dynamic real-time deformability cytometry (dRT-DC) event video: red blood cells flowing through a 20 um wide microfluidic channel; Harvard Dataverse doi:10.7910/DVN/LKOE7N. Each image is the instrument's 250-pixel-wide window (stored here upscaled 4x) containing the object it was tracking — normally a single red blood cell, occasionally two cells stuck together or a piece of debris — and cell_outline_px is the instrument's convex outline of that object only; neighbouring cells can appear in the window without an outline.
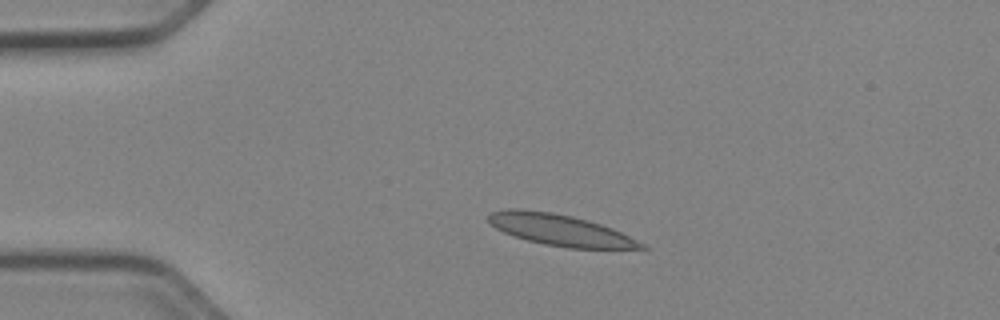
{"species": "Egyptian fruit bat (a non-hibernating species)", "species_latin": "Rousettus aegyptiacus", "temperature_condition": "cold", "stored_images_in_passage": 41, "camera_frame_rate_fps": 3000, "um_per_image_px": 0.085, "animal": {"sex": "female"}, "frame": {"image": 1, "passage_image": 1, "time_ms": 0.0, "image_size_px": [1000, 320], "cell_outline_px": [[648, 248], [568, 248], [544, 244], [528, 240], [504, 232], [496, 228], [488, 220], [488, 216], [492, 212], [508, 208], [520, 208], [552, 212], [572, 216], [588, 220], [612, 228], [644, 244]], "centroid_in_image_um": [47.58, 19.53], "position_along_channel_um": 37.4, "area_um2": 27.46}}
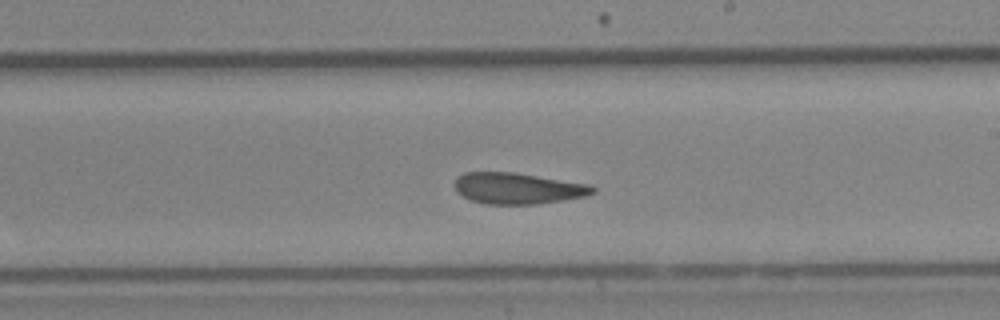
{"frame": {"image": 2, "passage_image": 20, "time_ms": 6.333, "image_size_px": [1000, 320], "cell_outline_px": [[596, 192], [584, 196], [536, 204], [484, 204], [472, 200], [456, 192], [456, 176], [464, 172], [512, 172], [588, 184], [596, 188]], "centroid_in_image_um": [43.98, 16.0], "position_along_channel_um": 245.0, "area_um2": 24.8}}
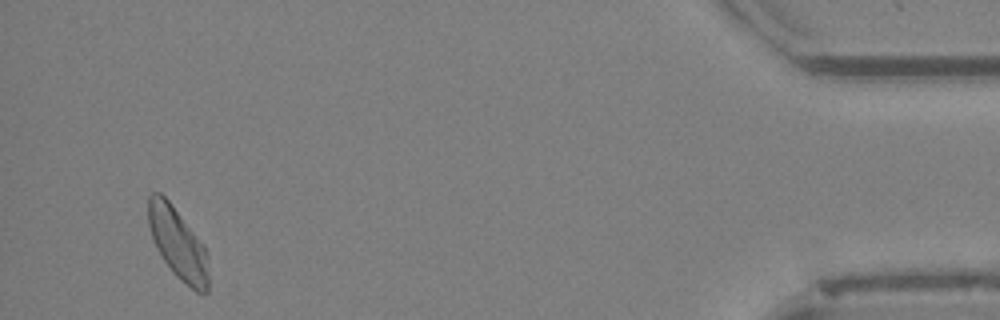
{"frame": {"image": 3, "passage_image": 39, "time_ms": 12.667, "image_size_px": [1000, 320], "cell_outline_px": [[208, 292], [196, 292], [184, 284], [172, 272], [164, 260], [152, 236], [148, 224], [148, 196], [152, 192], [160, 192], [172, 204], [204, 244], [208, 256]], "centroid_in_image_um": [15.14, 20.69], "position_along_channel_um": 420.1, "area_um2": 25.03}, "authors_computed_cell_mechanics": {"area_um2": 25.7788, "velocity_mm_per_s": 3.9133, "shape_relaxation_time_tau1_ms": null, "shape_relaxation_time_tau2_ms": 2.4885, "deformation_change_tau1": null, "deformation_change_tau2": 0.0748}}